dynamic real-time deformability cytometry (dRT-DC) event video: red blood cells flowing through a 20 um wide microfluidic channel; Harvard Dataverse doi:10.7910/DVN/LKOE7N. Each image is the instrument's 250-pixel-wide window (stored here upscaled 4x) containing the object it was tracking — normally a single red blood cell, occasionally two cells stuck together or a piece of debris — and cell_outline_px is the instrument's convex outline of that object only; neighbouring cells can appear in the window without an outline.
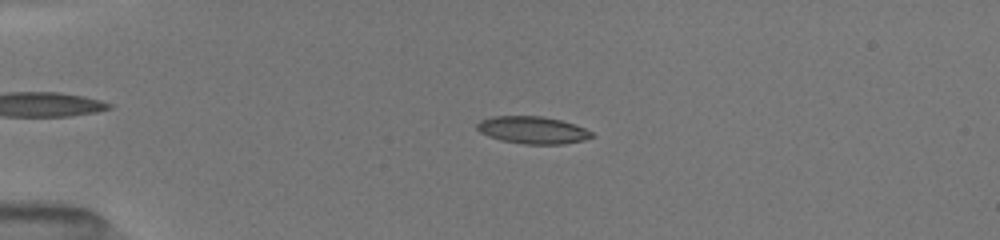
{"species": "common noctule bat (a hibernating species)", "species_latin": "Nyctalus noctula", "temperature_condition": "room temperature", "stored_images_in_passage": 17, "camera_frame_rate_fps": 3000, "um_per_image_px": 0.085, "animal": {"sex": "female", "body_mass_g": 19.5, "forearm_length_mm": 54.1}, "frame": {"image": 1, "passage_image": 9, "time_ms": 3.667, "image_size_px": [1000, 240], "cell_outline_px": [[596, 136], [584, 140], [564, 144], [524, 144], [500, 140], [488, 136], [480, 132], [476, 128], [476, 124], [480, 120], [492, 116], [544, 116], [560, 120], [584, 128], [592, 132]], "centroid_in_image_um": [45.26, 11.06], "position_along_channel_um": 39.7, "area_um2": 18.32}}
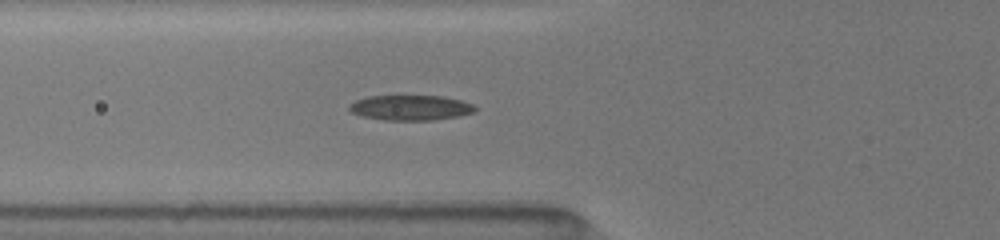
{"frame": {"image": 2, "passage_image": 14, "time_ms": 6.0, "image_size_px": [1000, 240], "cell_outline_px": [[476, 112], [460, 116], [432, 120], [384, 120], [364, 116], [348, 112], [348, 104], [356, 100], [368, 96], [444, 96], [460, 100], [472, 104], [476, 108]], "centroid_in_image_um": [34.88, 9.15], "position_along_channel_um": 90.9, "area_um2": 18.55}}
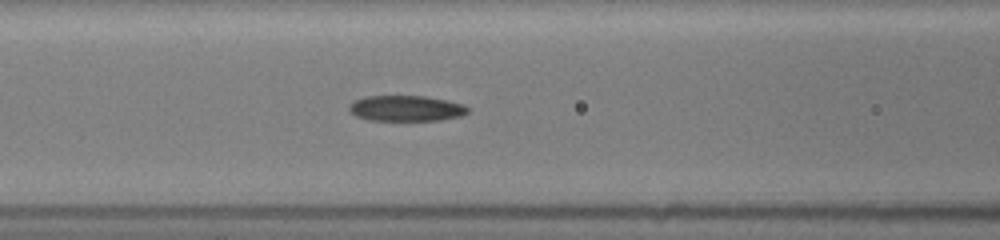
{"frame": {"image": 3, "passage_image": 17, "time_ms": 7.0, "image_size_px": [1000, 240], "cell_outline_px": [[468, 112], [460, 116], [440, 120], [368, 120], [356, 116], [348, 112], [348, 104], [364, 96], [424, 96], [448, 100], [464, 104], [468, 108]], "centroid_in_image_um": [34.48, 9.2], "position_along_channel_um": 132.1, "area_um2": 17.86}}